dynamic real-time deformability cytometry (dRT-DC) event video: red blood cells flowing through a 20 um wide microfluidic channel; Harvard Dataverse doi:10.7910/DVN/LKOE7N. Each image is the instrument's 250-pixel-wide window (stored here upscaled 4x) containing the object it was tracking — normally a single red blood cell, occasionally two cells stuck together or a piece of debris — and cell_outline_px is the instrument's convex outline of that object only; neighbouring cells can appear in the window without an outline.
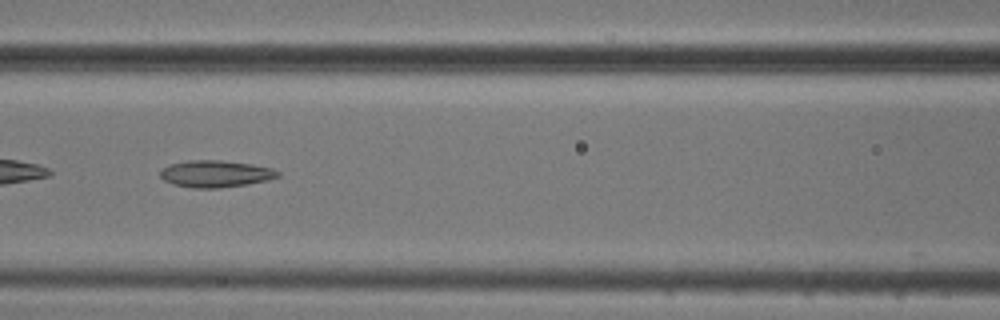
{"species": "common noctule bat (a hibernating species)", "species_latin": "Nyctalus noctula", "temperature_condition": "cold", "stored_images_in_passage": 40, "camera_frame_rate_fps": 3000, "um_per_image_px": 0.085, "animal": {"sex": "male", "body_mass_g": 20.5, "forearm_length_mm": 52.5}, "frame": {"image": 1, "passage_image": 11, "time_ms": 3.333, "image_size_px": [1000, 320], "cell_outline_px": [[280, 176], [268, 180], [248, 184], [220, 188], [192, 188], [172, 184], [164, 180], [160, 176], [160, 172], [168, 164], [188, 160], [220, 160], [252, 164], [272, 168], [280, 172]], "centroid_in_image_um": [18.32, 14.77], "position_along_channel_um": 148.3, "area_um2": 18.55}, "authors_computed_cell_mechanics": {"area_um2": 17.629, "velocity_mm_per_s": 3.7554, "shape_relaxation_time_tau1_ms": null, "shape_relaxation_time_tau2_ms": 6.532, "deformation_change_tau1": null, "deformation_change_tau2": 0.171}}